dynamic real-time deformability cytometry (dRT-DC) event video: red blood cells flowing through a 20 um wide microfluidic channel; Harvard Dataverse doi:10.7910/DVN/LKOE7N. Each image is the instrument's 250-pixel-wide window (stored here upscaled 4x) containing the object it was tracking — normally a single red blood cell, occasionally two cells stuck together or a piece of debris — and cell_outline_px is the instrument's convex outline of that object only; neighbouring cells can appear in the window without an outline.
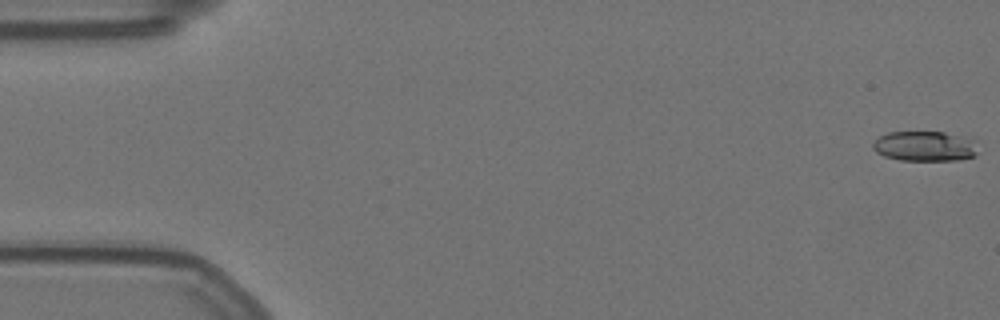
{"species": "Egyptian fruit bat (a non-hibernating species)", "species_latin": "Rousettus aegyptiacus", "temperature_condition": "warm", "stored_images_in_passage": 58, "camera_frame_rate_fps": 3000, "um_per_image_px": 0.085, "animal": {"sex": "female"}, "frame": {"image": 1, "passage_image": 1, "time_ms": 0.0, "image_size_px": [1000, 320], "cell_outline_px": [[976, 156], [956, 160], [900, 160], [884, 156], [876, 152], [872, 148], [872, 144], [880, 136], [888, 132], [944, 132], [972, 136], [976, 140]], "centroid_in_image_um": [78.67, 12.41], "position_along_channel_um": 6.3, "area_um2": 18.73}}
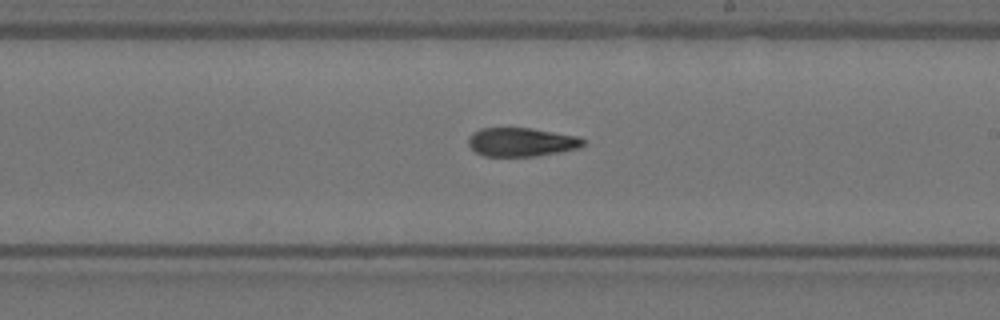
{"frame": {"image": 2, "passage_image": 33, "time_ms": 10.667, "image_size_px": [1000, 320], "cell_outline_px": [[588, 140], [580, 148], [560, 152], [536, 156], [484, 156], [476, 152], [468, 144], [468, 136], [472, 132], [480, 128], [532, 128], [576, 136]], "centroid_in_image_um": [44.33, 12.07], "position_along_channel_um": 244.7, "area_um2": 19.36}}
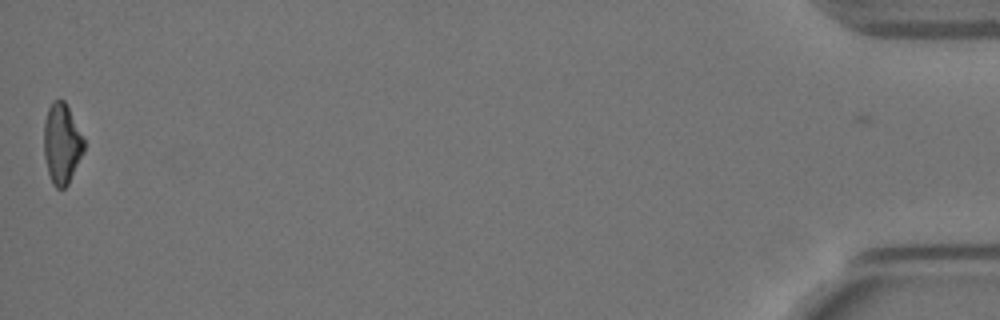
{"frame": {"image": 3, "passage_image": 57, "time_ms": 18.667, "image_size_px": [1000, 320], "cell_outline_px": [[84, 152], [68, 184], [64, 188], [56, 188], [52, 184], [48, 172], [44, 156], [44, 120], [48, 108], [52, 100], [64, 100], [84, 140]], "centroid_in_image_um": [5.24, 12.22], "position_along_channel_um": 430.0, "area_um2": 18.61}, "authors_computed_cell_mechanics": {"area_um2": 19.4786, "velocity_mm_per_s": 3.5577, "shape_relaxation_time_tau1_ms": null, "shape_relaxation_time_tau2_ms": 4.8598, "deformation_change_tau1": null, "deformation_change_tau2": 0.1305}}